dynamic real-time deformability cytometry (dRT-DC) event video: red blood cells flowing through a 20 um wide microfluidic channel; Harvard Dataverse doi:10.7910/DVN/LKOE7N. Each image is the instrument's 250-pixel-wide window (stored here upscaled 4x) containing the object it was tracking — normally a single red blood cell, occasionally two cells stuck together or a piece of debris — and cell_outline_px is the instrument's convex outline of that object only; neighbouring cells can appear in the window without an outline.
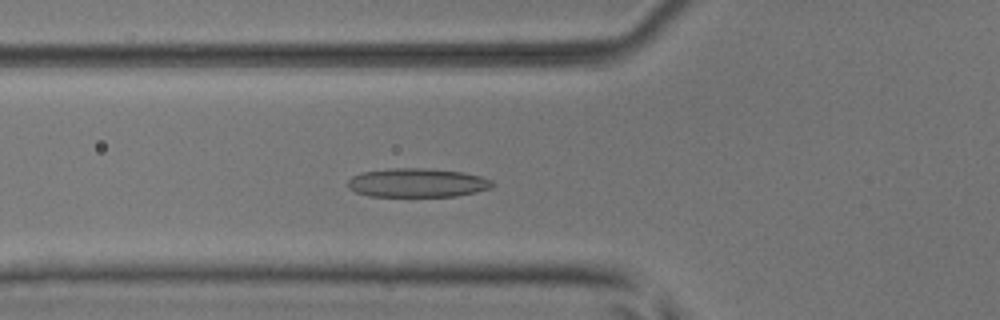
{"species": "common noctule bat (a hibernating species)", "species_latin": "Nyctalus noctula", "temperature_condition": "room temperature", "stored_images_in_passage": 52, "camera_frame_rate_fps": 3000, "um_per_image_px": 0.085, "animal": {"sex": "male", "body_mass_g": 17.9, "forearm_length_mm": 54.2}, "frame": {"image": 1, "passage_image": 19, "time_ms": 6.0, "image_size_px": [1000, 320], "cell_outline_px": [[496, 184], [492, 188], [476, 192], [456, 196], [368, 196], [356, 192], [348, 188], [348, 180], [352, 176], [360, 172], [392, 168], [424, 168], [464, 172], [480, 176], [492, 180]], "centroid_in_image_um": [35.48, 15.53], "position_along_channel_um": 90.3, "area_um2": 24.51}}
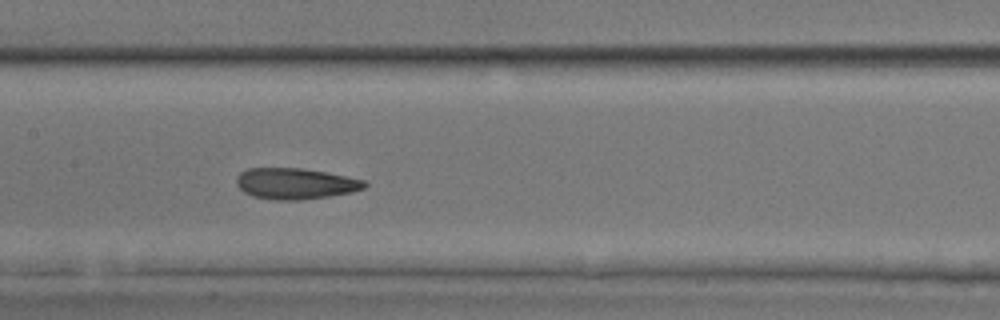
{"frame": {"image": 2, "passage_image": 26, "time_ms": 8.333, "image_size_px": [1000, 320], "cell_outline_px": [[368, 184], [364, 188], [352, 192], [332, 196], [300, 200], [276, 200], [252, 196], [244, 192], [236, 184], [236, 176], [240, 172], [248, 168], [300, 168], [324, 172], [364, 180]], "centroid_in_image_um": [25.08, 15.61], "position_along_channel_um": 182.3, "area_um2": 23.18}}
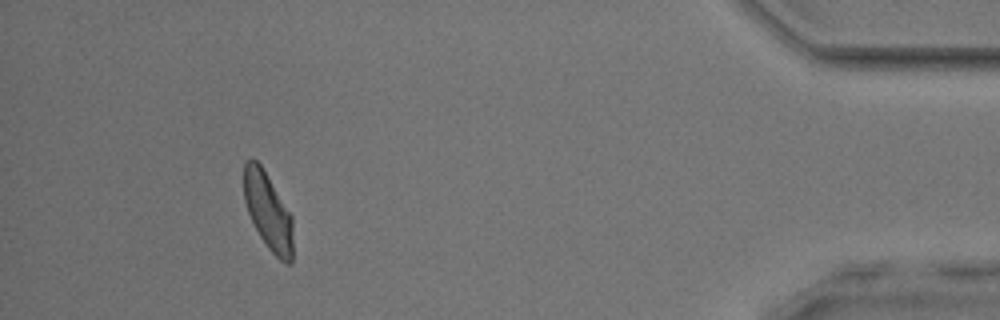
{"frame": {"image": 3, "passage_image": 48, "time_ms": 15.667, "image_size_px": [1000, 320], "cell_outline_px": [[292, 264], [288, 264], [280, 260], [268, 248], [260, 236], [248, 212], [244, 200], [244, 164], [252, 156], [260, 164], [292, 216]], "centroid_in_image_um": [22.78, 17.96], "position_along_channel_um": 412.4, "area_um2": 21.73}, "authors_computed_cell_mechanics": {"area_um2": 23.4379, "velocity_mm_per_s": 3.9392, "shape_relaxation_time_tau1_ms": 5.0243, "shape_relaxation_time_tau2_ms": 2.4839, "deformation_change_tau1": 0.1471, "deformation_change_tau2": 0.0693}}